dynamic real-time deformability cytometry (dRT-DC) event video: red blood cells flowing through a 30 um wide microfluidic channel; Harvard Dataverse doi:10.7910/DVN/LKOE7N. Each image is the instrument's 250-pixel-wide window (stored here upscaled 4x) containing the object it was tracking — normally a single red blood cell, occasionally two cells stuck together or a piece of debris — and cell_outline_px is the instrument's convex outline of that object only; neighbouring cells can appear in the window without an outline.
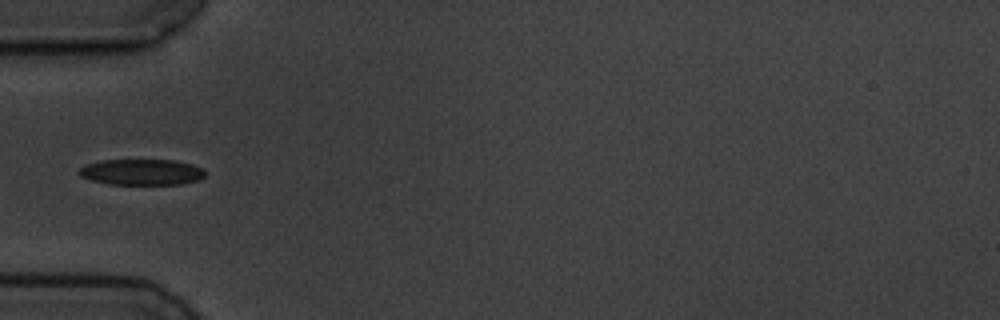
{"species": "common noctule bat (a hibernating species)", "species_latin": "Nyctalus noctula", "temperature_condition": "cold", "stored_images_in_passage": 5, "camera_frame_rate_fps": 3000, "um_per_image_px": 0.085, "animal": {"sex": "male", "body_mass_g": 19.5, "forearm_length_mm": 54.6}, "frame": {"image": 1, "passage_image": 1, "time_ms": 0.0, "image_size_px": [1000, 320], "cell_outline_px": [[204, 176], [200, 180], [180, 184], [108, 184], [92, 180], [80, 176], [80, 168], [84, 164], [100, 160], [176, 160], [192, 164], [204, 168]], "centroid_in_image_um": [12.06, 14.62], "position_along_channel_um": 72.9, "area_um2": 19.13}}
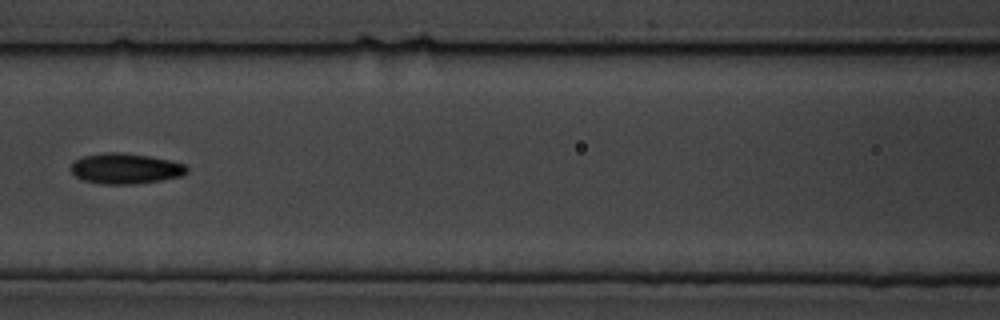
{"frame": {"image": 2, "passage_image": 3, "time_ms": 2.333, "image_size_px": [1000, 320], "cell_outline_px": [[188, 172], [180, 176], [160, 180], [136, 184], [104, 184], [84, 180], [76, 176], [72, 172], [72, 160], [84, 156], [108, 152], [116, 152], [148, 156], [168, 160], [184, 164], [188, 168]], "centroid_in_image_um": [10.66, 14.33], "position_along_channel_um": 155.9, "area_um2": 20.35}}
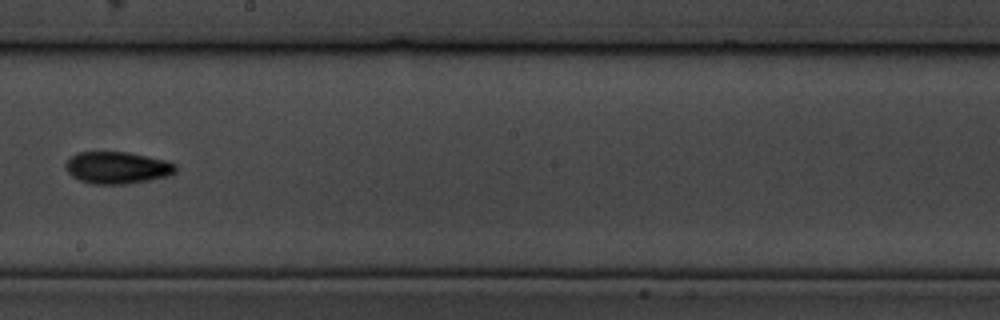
{"frame": {"image": 3, "passage_image": 5, "time_ms": 4.667, "image_size_px": [1000, 320], "cell_outline_px": [[176, 172], [168, 176], [148, 180], [124, 184], [92, 184], [80, 180], [72, 176], [68, 172], [64, 164], [72, 156], [80, 152], [128, 152], [168, 160], [176, 164]], "centroid_in_image_um": [9.99, 14.25], "position_along_channel_um": 238.2, "area_um2": 20.52}}